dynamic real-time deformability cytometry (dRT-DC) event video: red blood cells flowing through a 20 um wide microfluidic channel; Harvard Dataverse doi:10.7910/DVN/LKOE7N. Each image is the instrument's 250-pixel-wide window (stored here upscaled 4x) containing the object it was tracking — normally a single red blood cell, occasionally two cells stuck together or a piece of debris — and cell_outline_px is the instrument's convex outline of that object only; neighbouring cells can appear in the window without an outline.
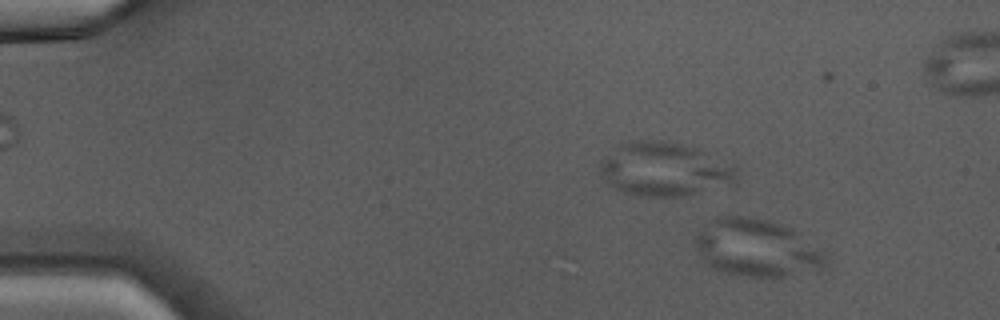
{"species": "Egyptian fruit bat (a non-hibernating species)", "species_latin": "Rousettus aegyptiacus", "temperature_condition": "warm", "stored_images_in_passage": 14, "camera_frame_rate_fps": 3000, "um_per_image_px": 0.085, "animal": {"sex": "male"}, "frame": {"image": 1, "passage_image": 5, "time_ms": 1.333, "image_size_px": [1000, 320], "cell_outline_px": [[828, 264], [824, 268], [784, 276], [748, 276], [724, 272], [712, 268], [700, 256], [696, 248], [696, 236], [708, 220], [716, 216], [748, 216], [764, 220], [792, 228], [828, 252]], "centroid_in_image_um": [64.37, 21.06], "position_along_channel_um": 20.6, "area_um2": 43.75}}